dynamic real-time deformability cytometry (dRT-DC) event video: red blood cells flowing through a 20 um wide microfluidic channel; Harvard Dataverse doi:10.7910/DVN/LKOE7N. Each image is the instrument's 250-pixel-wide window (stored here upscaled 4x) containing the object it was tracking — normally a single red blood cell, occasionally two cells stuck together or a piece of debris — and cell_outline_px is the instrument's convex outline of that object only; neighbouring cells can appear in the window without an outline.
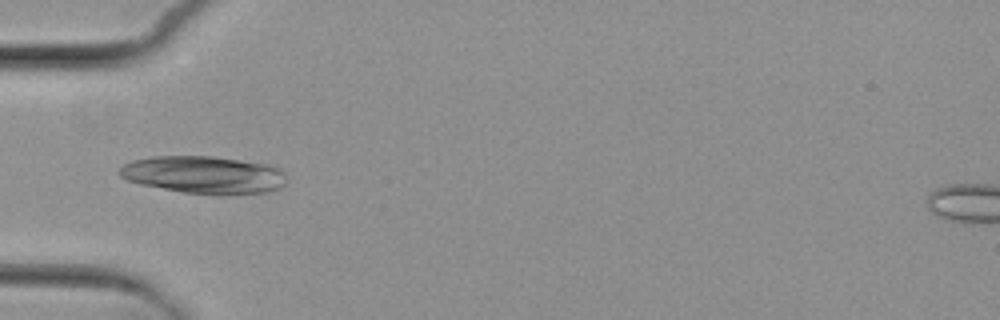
{"species": "common noctule bat (a hibernating species)", "species_latin": "Nyctalus noctula", "temperature_condition": "cold", "stored_images_in_passage": 6, "camera_frame_rate_fps": 3000, "um_per_image_px": 0.085, "animal": {"sex": "female", "body_mass_g": 29.2, "forearm_length_mm": 56.3}, "frame": {"image": 1, "passage_image": 6, "time_ms": 5.667, "image_size_px": [1000, 320], "cell_outline_px": [[284, 184], [280, 188], [268, 192], [224, 196], [216, 196], [184, 192], [140, 184], [128, 180], [120, 176], [116, 172], [124, 164], [132, 160], [152, 156], [212, 156], [268, 164], [280, 168], [284, 172]], "centroid_in_image_um": [17.33, 14.87], "position_along_channel_um": 67.7, "area_um2": 36.99}}